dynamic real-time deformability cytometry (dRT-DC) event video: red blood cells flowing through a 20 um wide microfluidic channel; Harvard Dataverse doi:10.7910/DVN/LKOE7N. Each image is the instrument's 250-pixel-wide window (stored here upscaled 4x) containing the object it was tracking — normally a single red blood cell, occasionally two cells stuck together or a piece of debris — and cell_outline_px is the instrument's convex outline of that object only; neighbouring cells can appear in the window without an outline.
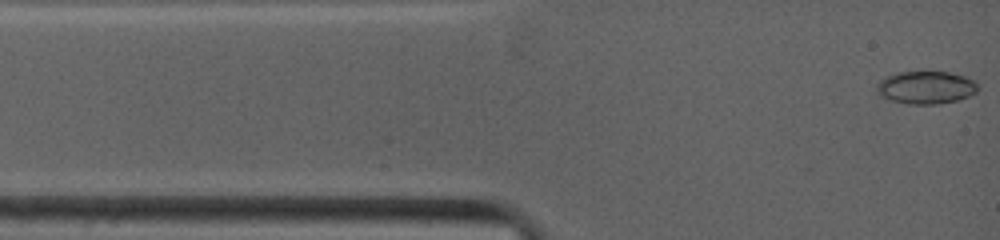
{"species": "common noctule bat (a hibernating species)", "species_latin": "Nyctalus noctula", "temperature_condition": "warm", "stored_images_in_passage": 52, "camera_frame_rate_fps": 4500, "um_per_image_px": 0.085, "animal": {"sex": "female", "body_mass_g": 19.0, "forearm_length_mm": 53.3}, "frame": {"image": 1, "passage_image": 1, "time_ms": 0.0, "image_size_px": [1000, 240], "cell_outline_px": [[976, 92], [968, 96], [956, 100], [936, 104], [908, 104], [892, 100], [880, 96], [876, 92], [876, 84], [880, 80], [896, 72], [948, 72], [964, 76], [972, 80], [976, 84]], "centroid_in_image_um": [78.65, 7.43], "position_along_channel_um": 6.4, "area_um2": 19.07}}
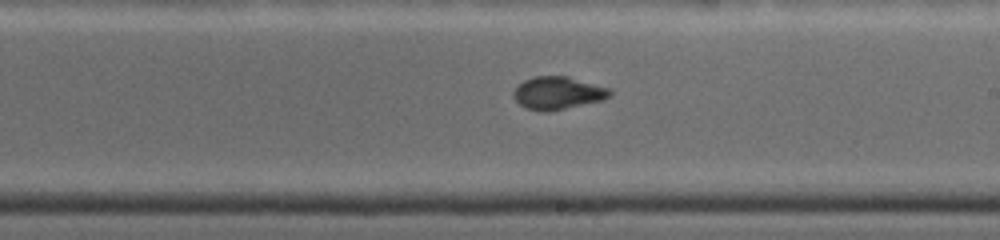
{"frame": {"image": 2, "passage_image": 23, "time_ms": 7.111, "image_size_px": [1000, 240], "cell_outline_px": [[612, 96], [604, 100], [548, 112], [544, 112], [524, 108], [512, 96], [512, 92], [524, 80], [536, 76], [568, 76], [612, 88]], "centroid_in_image_um": [47.46, 7.91], "position_along_channel_um": 241.5, "area_um2": 18.67}}
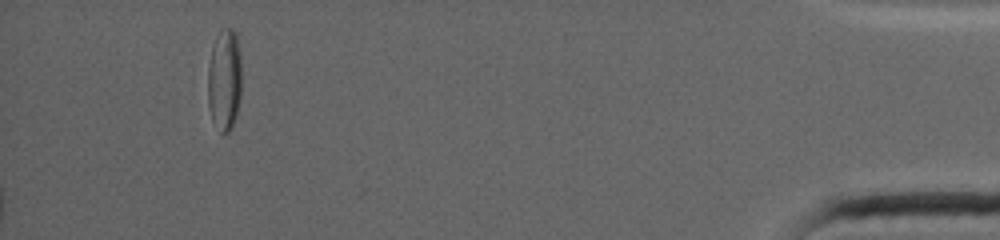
{"frame": {"image": 3, "passage_image": 45, "time_ms": 14.0, "image_size_px": [1000, 240], "cell_outline_px": [[240, 100], [232, 128], [228, 132], [220, 132], [212, 120], [208, 104], [208, 64], [212, 44], [220, 28], [232, 28], [236, 32], [240, 52]], "centroid_in_image_um": [19.07, 6.74], "position_along_channel_um": 416.1, "area_um2": 20.35}, "authors_computed_cell_mechanics": {"area_um2": 18.6983, "velocity_mm_per_s": 3.9466, "shape_relaxation_time_tau1_ms": 8.3576, "shape_relaxation_time_tau2_ms": 2.1175, "deformation_change_tau1": 0.2058, "deformation_change_tau2": 0.0667}}